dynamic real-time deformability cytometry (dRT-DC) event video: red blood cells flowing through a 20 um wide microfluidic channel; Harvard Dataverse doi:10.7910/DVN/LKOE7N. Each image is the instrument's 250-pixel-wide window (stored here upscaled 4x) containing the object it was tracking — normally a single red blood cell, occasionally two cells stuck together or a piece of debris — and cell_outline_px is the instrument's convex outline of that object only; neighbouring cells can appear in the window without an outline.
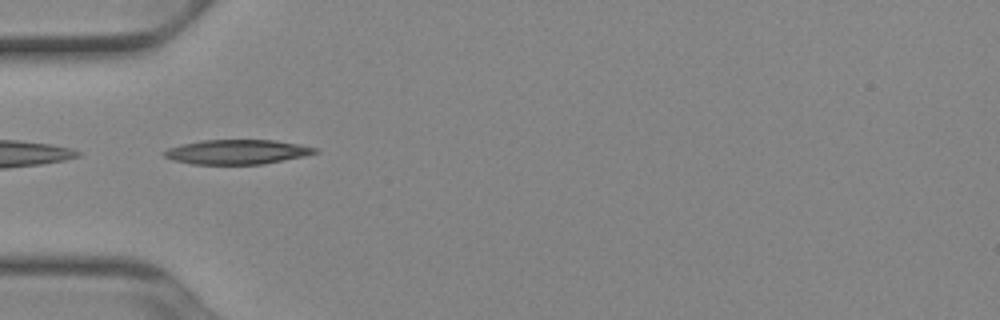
{"species": "Egyptian fruit bat (a non-hibernating species)", "species_latin": "Rousettus aegyptiacus", "temperature_condition": "cold", "stored_images_in_passage": 36, "camera_frame_rate_fps": 3000, "um_per_image_px": 0.085, "animal": {"sex": "female"}, "frame": {"image": 1, "passage_image": 1, "time_ms": 0.0, "image_size_px": [1000, 320], "cell_outline_px": [[320, 152], [304, 156], [260, 164], [192, 164], [172, 160], [164, 156], [160, 152], [168, 148], [200, 140], [276, 140], [300, 144], [316, 148]], "centroid_in_image_um": [20.13, 12.91], "position_along_channel_um": 64.9, "area_um2": 21.56}}
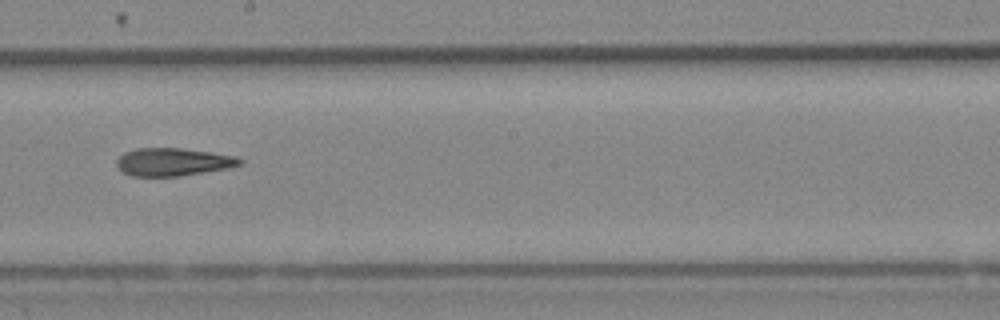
{"frame": {"image": 2, "passage_image": 14, "time_ms": 4.333, "image_size_px": [1000, 320], "cell_outline_px": [[244, 164], [228, 168], [180, 176], [132, 176], [124, 172], [116, 164], [116, 160], [124, 152], [136, 148], [180, 148], [212, 152], [236, 156], [244, 160]], "centroid_in_image_um": [14.75, 13.76], "position_along_channel_um": 233.5, "area_um2": 20.06}}
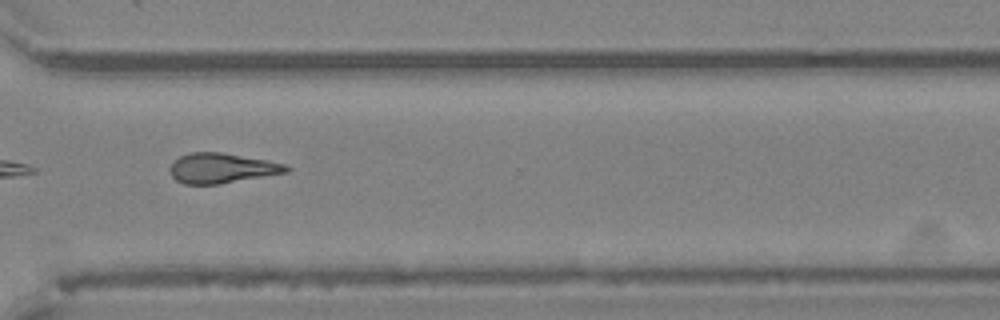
{"frame": {"image": 3, "passage_image": 23, "time_ms": 7.333, "image_size_px": [1000, 320], "cell_outline_px": [[292, 168], [288, 172], [220, 184], [184, 184], [176, 180], [172, 176], [168, 168], [180, 156], [188, 152], [220, 152], [288, 164]], "centroid_in_image_um": [18.86, 14.29], "position_along_channel_um": 351.7, "area_um2": 20.35}, "authors_computed_cell_mechanics": {"area_um2": 20.2878, "velocity_mm_per_s": 3.9348, "shape_relaxation_time_tau1_ms": 10.4624, "shape_relaxation_time_tau2_ms": null, "deformation_change_tau1": 0.2152, "deformation_change_tau2": null}}